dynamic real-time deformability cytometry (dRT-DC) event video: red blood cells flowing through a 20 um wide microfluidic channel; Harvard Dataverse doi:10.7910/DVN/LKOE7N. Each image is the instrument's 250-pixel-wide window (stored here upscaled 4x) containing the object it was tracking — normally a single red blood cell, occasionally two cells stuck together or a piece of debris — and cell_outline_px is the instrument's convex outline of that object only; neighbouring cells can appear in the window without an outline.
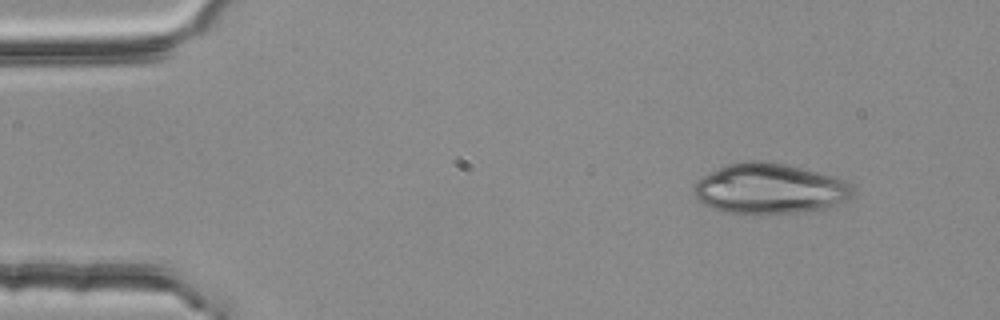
{"species": "common noctule bat (a hibernating species)", "species_latin": "Nyctalus noctula", "temperature_condition": "room temperature", "stored_images_in_passage": 3, "camera_frame_rate_fps": 3000, "um_per_image_px": 0.085, "animal": {"sex": "female", "body_mass_g": 25.1}, "frame": {"image": 1, "passage_image": 1, "time_ms": 0.0, "image_size_px": [1000, 320], "cell_outline_px": [[852, 196], [848, 200], [824, 208], [804, 212], [760, 216], [756, 216], [720, 212], [704, 204], [696, 196], [692, 188], [696, 180], [700, 176], [728, 164], [748, 160], [764, 160], [784, 164], [836, 176], [852, 184]], "centroid_in_image_um": [65.39, 16.07], "position_along_channel_um": 19.6, "area_um2": 47.69}}